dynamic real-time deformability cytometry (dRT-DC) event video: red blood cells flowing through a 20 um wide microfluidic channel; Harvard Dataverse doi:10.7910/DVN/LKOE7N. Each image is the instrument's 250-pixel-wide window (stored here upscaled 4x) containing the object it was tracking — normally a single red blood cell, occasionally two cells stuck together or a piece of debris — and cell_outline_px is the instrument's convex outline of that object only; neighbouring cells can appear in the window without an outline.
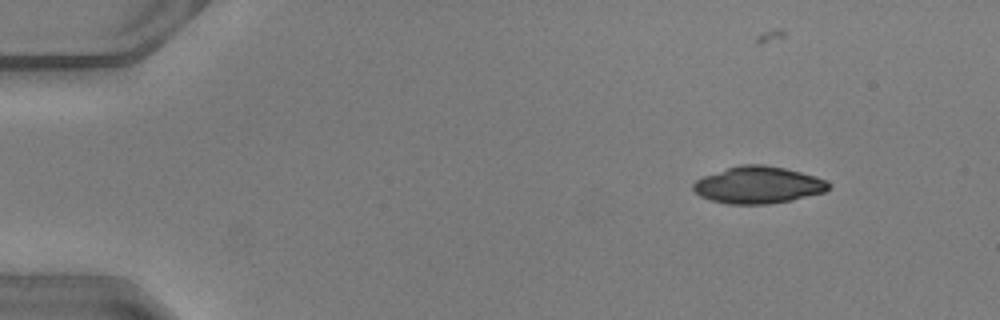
{"species": "common noctule bat (a hibernating species)", "species_latin": "Nyctalus noctula", "temperature_condition": "warm", "stored_images_in_passage": 39, "camera_frame_rate_fps": 3000, "um_per_image_px": 0.085, "animal": {"sex": "male", "body_mass_g": 20.5, "forearm_length_mm": 52.5}, "frame": {"image": 1, "passage_image": 5, "time_ms": 1.333, "image_size_px": [1000, 320], "cell_outline_px": [[832, 188], [824, 192], [792, 200], [768, 204], [728, 204], [712, 200], [700, 196], [692, 188], [692, 184], [696, 180], [704, 176], [740, 164], [764, 164], [784, 168], [816, 176], [828, 180], [832, 184]], "centroid_in_image_um": [64.49, 15.72], "position_along_channel_um": 20.5, "area_um2": 29.25}}
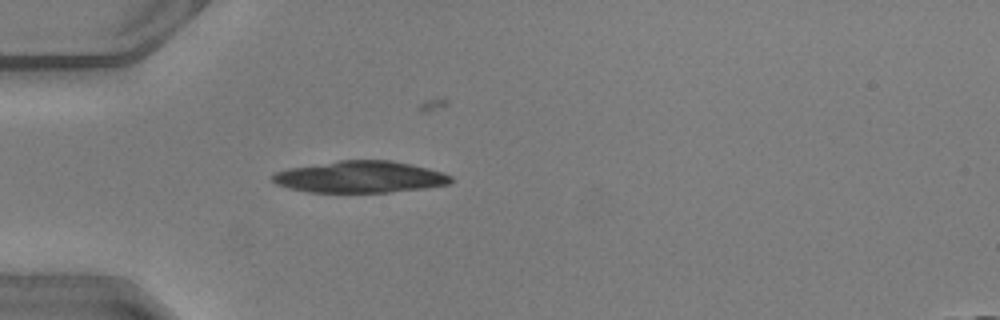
{"frame": {"image": 2, "passage_image": 14, "time_ms": 4.333, "image_size_px": [1000, 320], "cell_outline_px": [[452, 184], [424, 188], [388, 192], [308, 192], [288, 188], [276, 184], [272, 180], [272, 176], [276, 172], [288, 168], [340, 160], [388, 160], [428, 168], [444, 172], [452, 176]], "centroid_in_image_um": [30.62, 15.04], "position_along_channel_um": 54.4, "area_um2": 32.89}}